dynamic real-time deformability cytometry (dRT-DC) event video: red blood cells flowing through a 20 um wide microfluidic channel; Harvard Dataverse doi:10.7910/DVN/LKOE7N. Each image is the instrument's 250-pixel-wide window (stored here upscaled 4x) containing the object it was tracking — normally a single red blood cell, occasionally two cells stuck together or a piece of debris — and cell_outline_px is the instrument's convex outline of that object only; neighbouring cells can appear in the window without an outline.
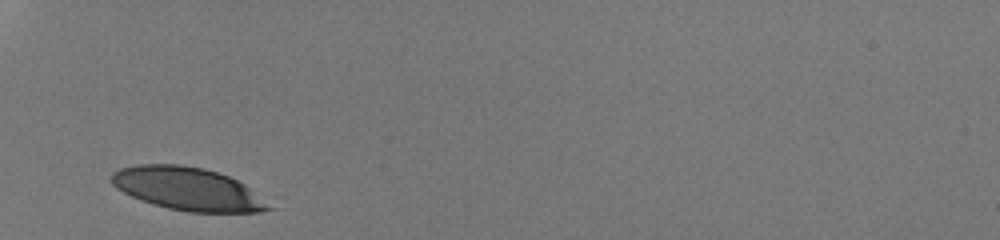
{"species": "human", "species_latin": "Homo sapiens", "temperature_condition": "room temperature", "stored_images_in_passage": 26, "camera_frame_rate_fps": 3000, "um_per_image_px": 0.085, "donor": {"sex": "male"}, "frame": {"image": 1, "passage_image": 1, "time_ms": 0.0, "image_size_px": [1000, 240], "cell_outline_px": [[276, 208], [260, 212], [188, 212], [168, 208], [152, 204], [140, 200], [116, 188], [108, 180], [108, 176], [112, 172], [120, 168], [136, 164], [180, 164], [204, 168], [228, 176], [244, 184]], "centroid_in_image_um": [15.91, 16.05], "position_along_channel_um": 69.1, "area_um2": 39.59}}
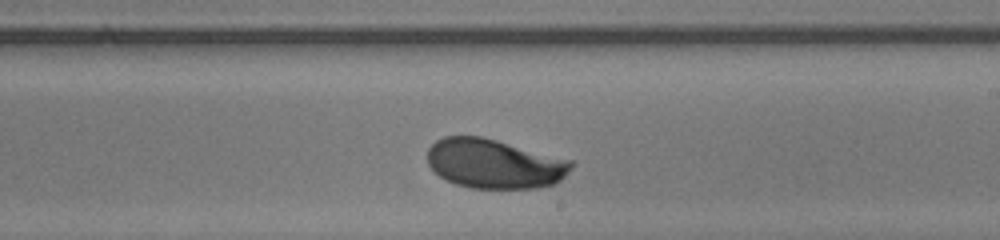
{"frame": {"image": 2, "passage_image": 15, "time_ms": 4.667, "image_size_px": [1000, 240], "cell_outline_px": [[576, 164], [560, 180], [552, 184], [532, 188], [472, 188], [456, 184], [444, 180], [428, 164], [428, 148], [436, 140], [444, 136], [480, 136], [496, 140], [572, 160]], "centroid_in_image_um": [42.01, 13.91], "position_along_channel_um": 247.0, "area_um2": 41.27}}
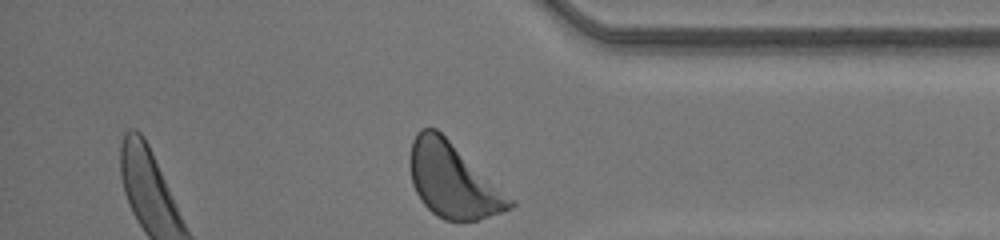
{"frame": {"image": 3, "passage_image": 26, "time_ms": 8.333, "image_size_px": [1000, 240], "cell_outline_px": [[516, 204], [512, 208], [476, 220], [444, 220], [436, 216], [420, 200], [412, 184], [408, 164], [408, 160], [412, 140], [416, 132], [420, 128], [436, 128], [516, 200]], "centroid_in_image_um": [38.48, 15.32], "position_along_channel_um": 396.7, "area_um2": 43.64}, "authors_computed_cell_mechanics": {"area_um2": 41.1536, "velocity_mm_per_s": 4.1891, "shape_relaxation_time_tau1_ms": 1.6097, "shape_relaxation_time_tau2_ms": null, "deformation_change_tau1": 0.1086, "deformation_change_tau2": null}}